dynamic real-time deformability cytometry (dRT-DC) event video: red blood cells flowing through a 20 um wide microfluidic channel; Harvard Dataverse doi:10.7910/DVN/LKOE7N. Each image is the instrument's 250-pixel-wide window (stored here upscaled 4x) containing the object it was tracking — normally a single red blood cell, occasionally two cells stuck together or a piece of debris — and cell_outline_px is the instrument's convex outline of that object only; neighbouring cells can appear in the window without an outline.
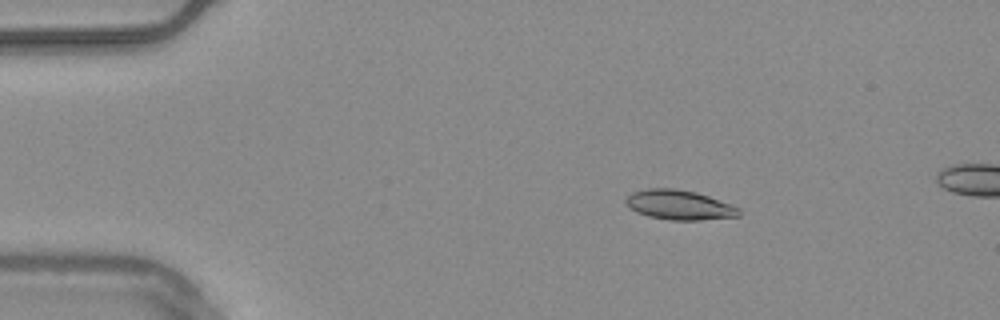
{"species": "common noctule bat (a hibernating species)", "species_latin": "Nyctalus noctula", "temperature_condition": "warm", "stored_images_in_passage": 17, "camera_frame_rate_fps": 3000, "um_per_image_px": 0.085, "animal": {"sex": "male", "body_mass_g": 20.4}, "frame": {"image": 1, "passage_image": 10, "time_ms": 3.0, "image_size_px": [1000, 320], "cell_outline_px": [[740, 216], [700, 220], [668, 220], [648, 216], [636, 212], [624, 200], [632, 192], [648, 188], [676, 188], [696, 192], [732, 204], [740, 208]], "centroid_in_image_um": [57.76, 17.42], "position_along_channel_um": 27.2, "area_um2": 19.59}}